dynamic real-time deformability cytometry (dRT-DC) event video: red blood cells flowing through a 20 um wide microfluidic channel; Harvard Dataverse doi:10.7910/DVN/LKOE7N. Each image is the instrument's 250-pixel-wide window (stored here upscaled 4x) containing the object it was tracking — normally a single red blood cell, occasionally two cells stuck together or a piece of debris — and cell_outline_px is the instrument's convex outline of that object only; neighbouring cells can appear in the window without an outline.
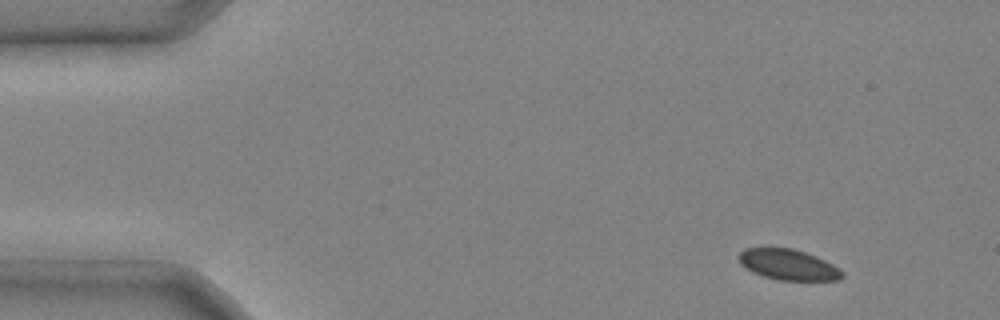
{"species": "common noctule bat (a hibernating species)", "species_latin": "Nyctalus noctula", "temperature_condition": "cold", "stored_images_in_passage": 6, "camera_frame_rate_fps": 3000, "um_per_image_px": 0.085, "animal": {"sex": "male", "body_mass_g": 20.4}, "frame": {"image": 1, "passage_image": 2, "time_ms": 0.333, "image_size_px": [1000, 320], "cell_outline_px": [[844, 276], [840, 280], [780, 280], [764, 276], [752, 272], [740, 264], [736, 256], [744, 248], [792, 248], [816, 256], [840, 268], [844, 272]], "centroid_in_image_um": [66.99, 22.49], "position_along_channel_um": 18.0, "area_um2": 18.55}}
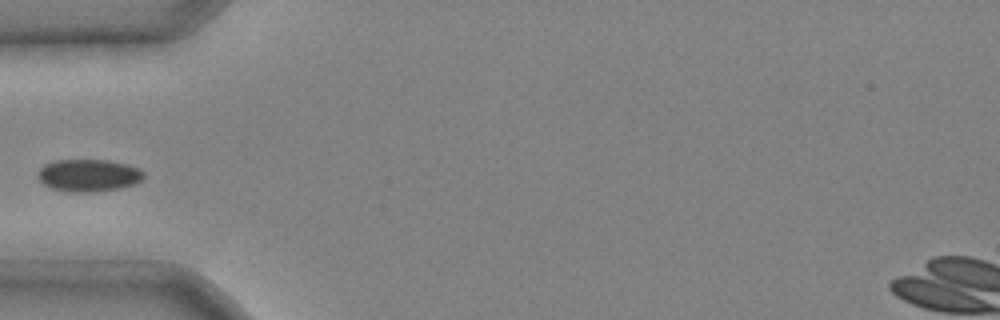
{"frame": {"image": 2, "passage_image": 5, "time_ms": 1.333, "image_size_px": [1000, 320], "cell_outline_px": [[144, 176], [140, 180], [132, 184], [120, 188], [92, 192], [68, 192], [52, 188], [44, 184], [36, 176], [40, 168], [44, 164], [52, 160], [108, 160], [128, 164], [140, 168], [144, 172]], "centroid_in_image_um": [7.51, 14.89], "position_along_channel_um": 77.5, "area_um2": 20.06}}
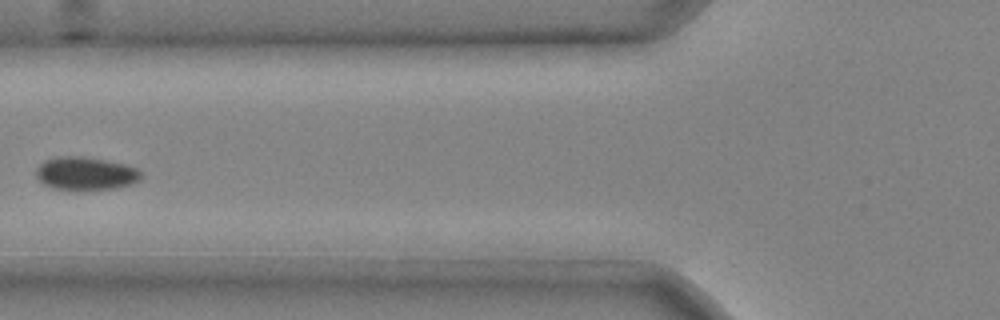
{"frame": {"image": 3, "passage_image": 6, "time_ms": 1.667, "image_size_px": [1000, 320], "cell_outline_px": [[140, 180], [132, 184], [112, 188], [80, 192], [76, 192], [52, 188], [44, 184], [36, 176], [36, 168], [44, 160], [56, 156], [84, 156], [124, 164], [136, 168], [140, 172]], "centroid_in_image_um": [7.23, 14.77], "position_along_channel_um": 118.6, "area_um2": 20.69}}